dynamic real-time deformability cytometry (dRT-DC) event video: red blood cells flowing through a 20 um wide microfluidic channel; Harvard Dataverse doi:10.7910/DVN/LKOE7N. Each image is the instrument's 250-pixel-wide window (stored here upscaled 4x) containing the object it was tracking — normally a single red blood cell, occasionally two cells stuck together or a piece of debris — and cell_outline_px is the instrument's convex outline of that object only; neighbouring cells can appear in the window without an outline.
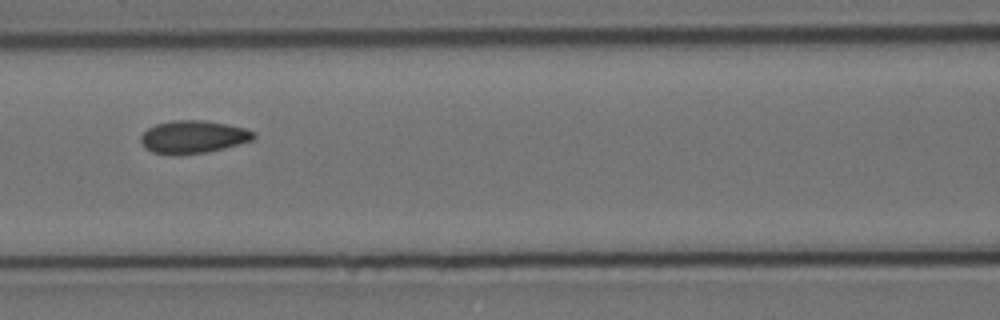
{"species": "Egyptian fruit bat (a non-hibernating species)", "species_latin": "Rousettus aegyptiacus", "temperature_condition": "cold", "stored_images_in_passage": 14, "camera_frame_rate_fps": 3000, "um_per_image_px": 0.085, "animal": {"sex": "female"}, "frame": {"image": 1, "passage_image": 4, "time_ms": 1.0, "image_size_px": [1000, 320], "cell_outline_px": [[256, 136], [252, 140], [224, 148], [204, 152], [176, 156], [172, 156], [152, 152], [144, 148], [140, 144], [140, 136], [148, 128], [156, 124], [172, 120], [204, 120], [228, 124], [244, 128], [256, 132]], "centroid_in_image_um": [16.38, 11.64], "position_along_channel_um": 150.2, "area_um2": 21.85}}
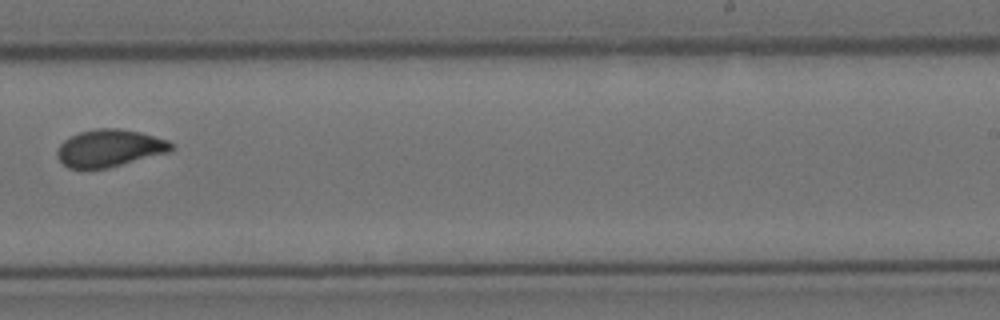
{"frame": {"image": 2, "passage_image": 8, "time_ms": 2.333, "image_size_px": [1000, 320], "cell_outline_px": [[172, 148], [168, 152], [108, 168], [68, 168], [56, 156], [56, 152], [60, 144], [64, 140], [80, 132], [96, 128], [116, 128], [140, 132], [168, 140], [172, 144]], "centroid_in_image_um": [9.29, 12.59], "position_along_channel_um": 279.7, "area_um2": 24.51}}
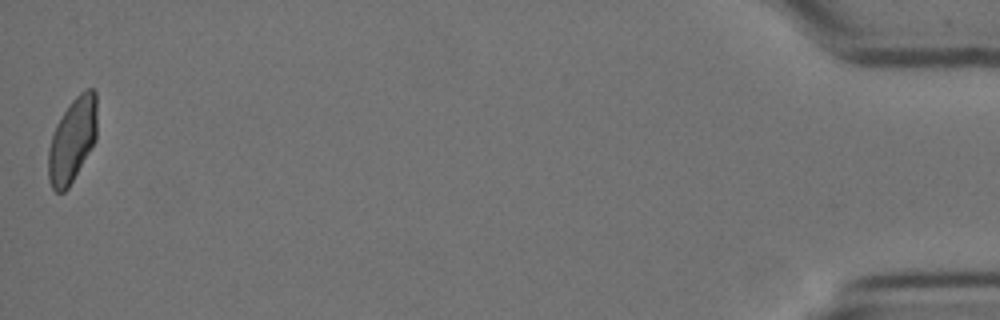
{"frame": {"image": 3, "passage_image": 14, "time_ms": 4.333, "image_size_px": [1000, 320], "cell_outline_px": [[96, 140], [68, 188], [64, 192], [56, 192], [52, 188], [48, 180], [48, 148], [56, 124], [72, 100], [80, 92], [88, 88], [92, 88], [96, 92]], "centroid_in_image_um": [6.14, 11.91], "position_along_channel_um": 429.1, "area_um2": 23.87}}